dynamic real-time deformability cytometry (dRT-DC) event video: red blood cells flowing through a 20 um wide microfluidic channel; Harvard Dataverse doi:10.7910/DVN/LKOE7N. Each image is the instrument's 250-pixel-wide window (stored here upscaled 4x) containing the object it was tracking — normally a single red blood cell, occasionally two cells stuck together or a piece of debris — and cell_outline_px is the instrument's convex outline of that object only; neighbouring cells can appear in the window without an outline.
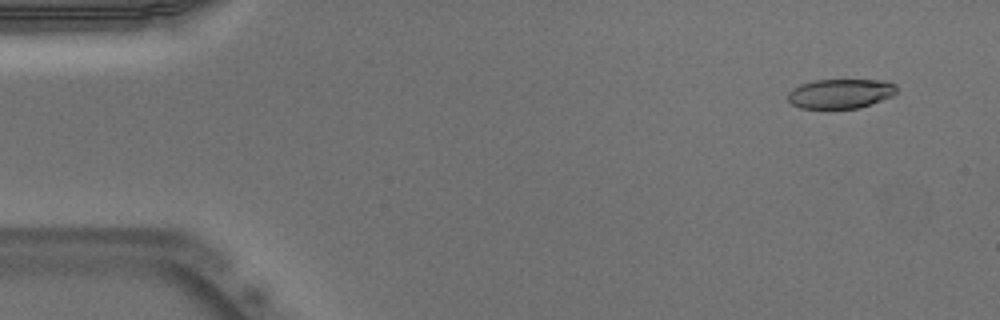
{"species": "Egyptian fruit bat (a non-hibernating species)", "species_latin": "Rousettus aegyptiacus", "temperature_condition": "warm", "stored_images_in_passage": 51, "camera_frame_rate_fps": 3000, "um_per_image_px": 0.085, "animal": {"sex": "male"}, "frame": {"image": 1, "passage_image": 4, "time_ms": 1.0, "image_size_px": [1000, 320], "cell_outline_px": [[896, 92], [892, 96], [860, 108], [800, 108], [792, 104], [788, 100], [788, 92], [792, 88], [800, 84], [812, 80], [888, 80], [896, 84]], "centroid_in_image_um": [71.44, 7.94], "position_along_channel_um": 13.6, "area_um2": 18.84}}
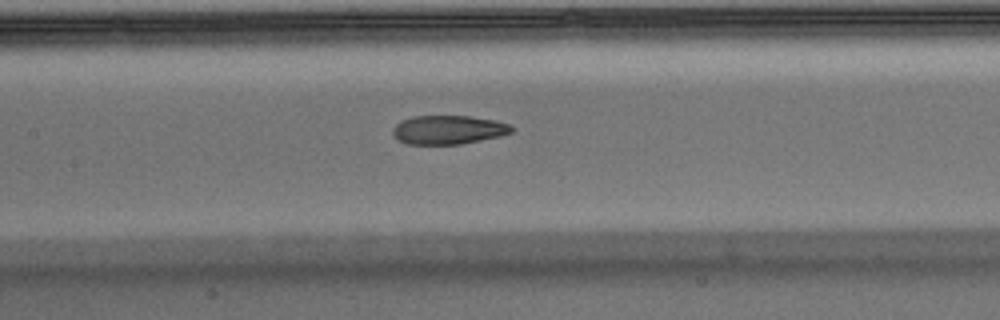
{"frame": {"image": 2, "passage_image": 24, "time_ms": 7.667, "image_size_px": [1000, 320], "cell_outline_px": [[516, 128], [512, 132], [500, 136], [460, 144], [408, 144], [396, 140], [392, 132], [392, 128], [400, 120], [412, 116], [472, 116], [496, 120], [508, 124]], "centroid_in_image_um": [38.09, 11.02], "position_along_channel_um": 169.3, "area_um2": 20.17}}
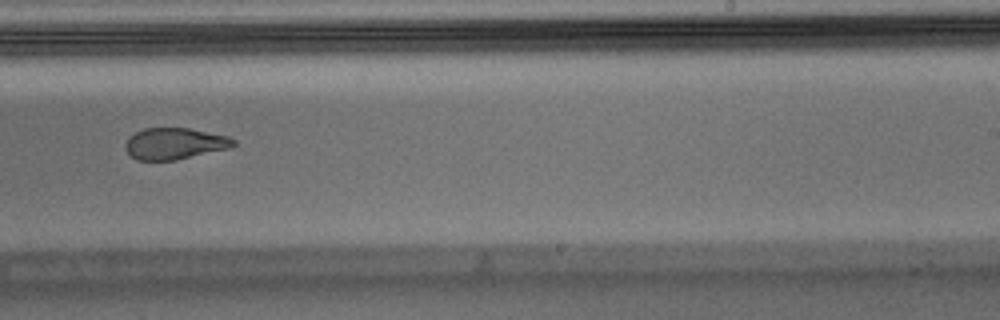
{"frame": {"image": 3, "passage_image": 32, "time_ms": 10.333, "image_size_px": [1000, 320], "cell_outline_px": [[236, 144], [232, 148], [176, 160], [136, 160], [124, 148], [124, 144], [128, 136], [144, 128], [188, 128], [228, 136], [236, 140]], "centroid_in_image_um": [14.85, 12.21], "position_along_channel_um": 274.1, "area_um2": 20.0}, "authors_computed_cell_mechanics": {"area_um2": 20.8658, "velocity_mm_per_s": 3.9466, "shape_relaxation_time_tau1_ms": null, "shape_relaxation_time_tau2_ms": 2.4204, "deformation_change_tau1": null, "deformation_change_tau2": 0.0995}}